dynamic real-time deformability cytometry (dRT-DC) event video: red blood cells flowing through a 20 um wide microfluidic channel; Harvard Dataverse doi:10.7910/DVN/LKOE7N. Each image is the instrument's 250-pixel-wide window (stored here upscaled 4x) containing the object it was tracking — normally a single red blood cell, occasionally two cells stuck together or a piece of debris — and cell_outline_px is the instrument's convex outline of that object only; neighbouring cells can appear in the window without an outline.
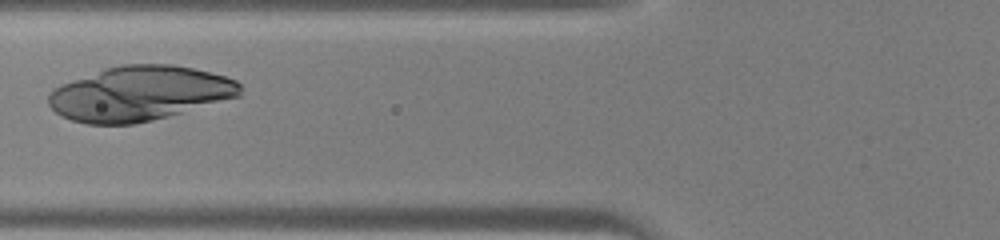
{"species": "human", "species_latin": "Homo sapiens", "temperature_condition": "warm", "stored_images_in_passage": 29, "camera_frame_rate_fps": 3000, "um_per_image_px": 0.085, "donor": {"sex": "male"}, "frame": {"image": 1, "passage_image": 10, "time_ms": 3.0, "image_size_px": [1000, 240], "cell_outline_px": [[240, 96], [168, 116], [152, 120], [132, 124], [88, 124], [72, 120], [56, 112], [48, 104], [48, 96], [56, 88], [64, 84], [104, 68], [120, 64], [172, 64], [192, 68], [224, 76], [236, 80], [240, 84]], "centroid_in_image_um": [11.87, 7.94], "position_along_channel_um": 113.9, "area_um2": 60.34}}
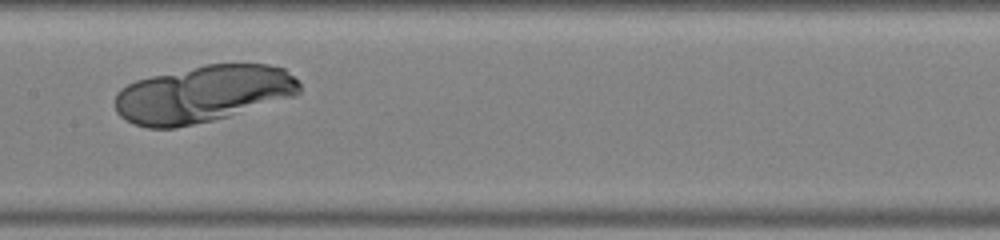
{"frame": {"image": 2, "passage_image": 15, "time_ms": 4.667, "image_size_px": [1000, 240], "cell_outline_px": [[300, 92], [296, 96], [228, 116], [212, 120], [176, 128], [148, 128], [132, 124], [120, 116], [116, 112], [116, 92], [120, 88], [136, 80], [152, 76], [204, 64], [268, 64], [284, 68], [300, 84]], "centroid_in_image_um": [17.24, 7.99], "position_along_channel_um": 190.2, "area_um2": 61.21}}
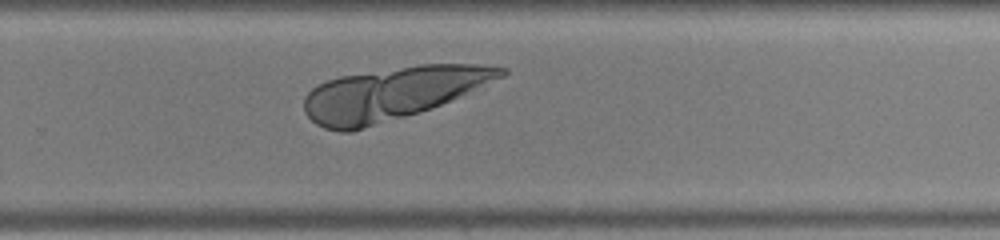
{"frame": {"image": 3, "passage_image": 22, "time_ms": 7.0, "image_size_px": [1000, 240], "cell_outline_px": [[508, 72], [504, 76], [432, 108], [420, 112], [352, 132], [340, 132], [324, 128], [316, 124], [304, 112], [304, 96], [312, 88], [328, 80], [340, 76], [420, 64], [476, 64], [508, 68]], "centroid_in_image_um": [33.31, 7.95], "position_along_channel_um": 296.5, "area_um2": 60.05}}